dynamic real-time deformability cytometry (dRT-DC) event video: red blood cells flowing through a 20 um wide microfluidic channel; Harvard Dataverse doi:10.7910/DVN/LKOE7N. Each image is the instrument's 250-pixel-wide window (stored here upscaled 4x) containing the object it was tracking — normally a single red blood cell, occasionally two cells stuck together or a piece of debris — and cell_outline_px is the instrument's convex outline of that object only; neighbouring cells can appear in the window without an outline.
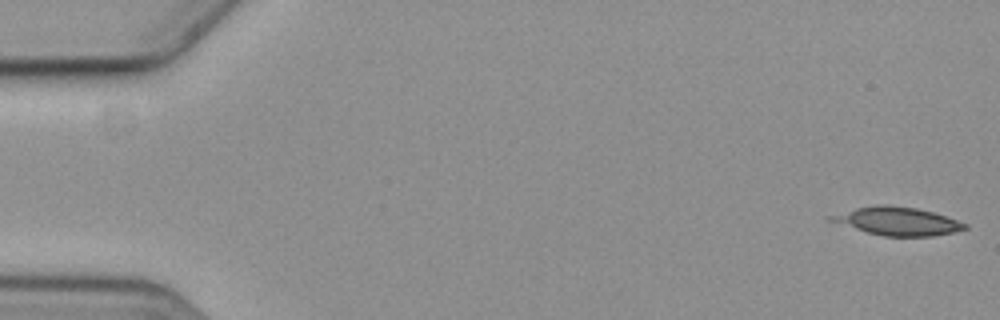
{"species": "common noctule bat (a hibernating species)", "species_latin": "Nyctalus noctula", "temperature_condition": "cold", "stored_images_in_passage": 16, "camera_frame_rate_fps": 3000, "um_per_image_px": 0.085, "animal": {"sex": "female", "body_mass_g": 19.3, "forearm_length_mm": 54.1}, "frame": {"image": 1, "passage_image": 1, "time_ms": 0.0, "image_size_px": [1000, 320], "cell_outline_px": [[968, 228], [952, 232], [932, 236], [884, 236], [868, 232], [828, 220], [828, 216], [856, 208], [880, 204], [884, 204], [916, 208], [932, 212], [968, 224]], "centroid_in_image_um": [76.29, 18.8], "position_along_channel_um": 8.7, "area_um2": 21.5}}
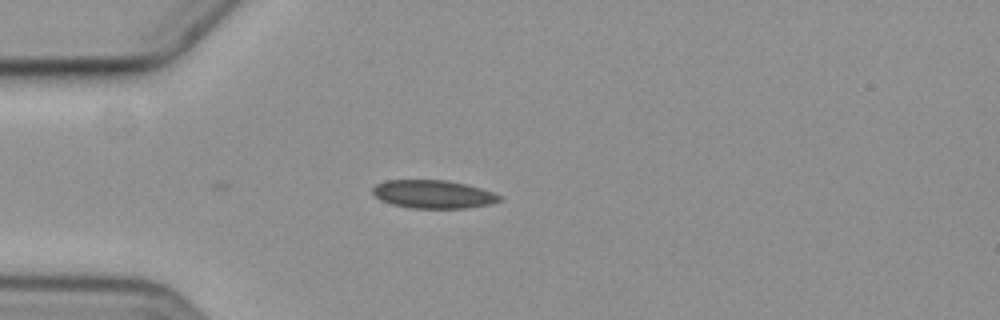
{"frame": {"image": 2, "passage_image": 16, "time_ms": 5.0, "image_size_px": [1000, 320], "cell_outline_px": [[500, 200], [492, 204], [468, 208], [408, 208], [392, 204], [380, 200], [372, 192], [372, 188], [376, 184], [384, 180], [448, 180], [480, 188], [492, 192], [500, 196]], "centroid_in_image_um": [36.79, 16.51], "position_along_channel_um": 48.2, "area_um2": 20.87}}